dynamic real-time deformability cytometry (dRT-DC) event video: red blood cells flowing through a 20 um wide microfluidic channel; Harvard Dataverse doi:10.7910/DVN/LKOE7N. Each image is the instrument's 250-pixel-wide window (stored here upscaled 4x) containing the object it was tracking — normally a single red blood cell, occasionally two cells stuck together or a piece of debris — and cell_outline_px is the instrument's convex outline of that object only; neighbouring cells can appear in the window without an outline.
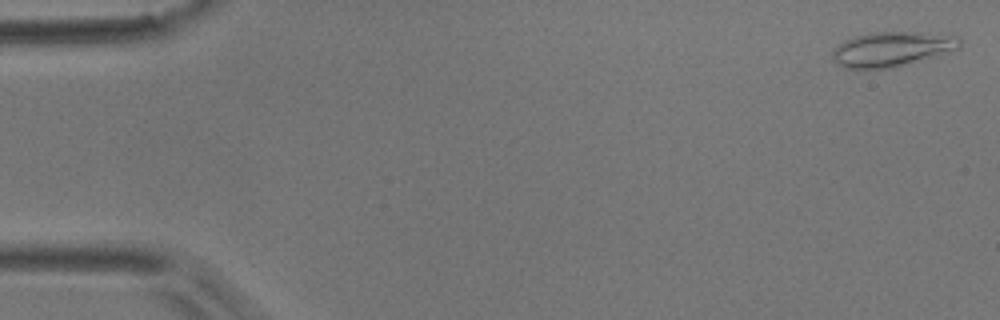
{"species": "common noctule bat (a hibernating species)", "species_latin": "Nyctalus noctula", "temperature_condition": "room temperature", "stored_images_in_passage": 53, "camera_frame_rate_fps": 3000, "um_per_image_px": 0.085, "animal": {"sex": "male", "body_mass_g": 17.9}, "frame": {"image": 1, "passage_image": 1, "time_ms": 0.0, "image_size_px": [1000, 320], "cell_outline_px": [[960, 48], [940, 56], [892, 68], [844, 68], [836, 64], [832, 60], [832, 52], [844, 40], [852, 36], [868, 32], [928, 32], [956, 36], [960, 40]], "centroid_in_image_um": [75.83, 4.17], "position_along_channel_um": 9.2, "area_um2": 26.24}}
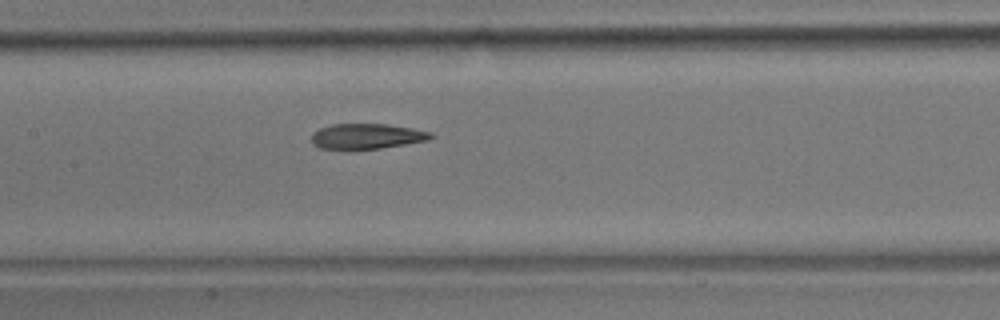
{"frame": {"image": 2, "passage_image": 25, "time_ms": 8.0, "image_size_px": [1000, 320], "cell_outline_px": [[436, 136], [428, 140], [380, 148], [320, 148], [312, 144], [312, 132], [320, 128], [332, 124], [388, 124], [412, 128], [432, 132]], "centroid_in_image_um": [31.2, 11.56], "position_along_channel_um": 176.2, "area_um2": 17.4}}
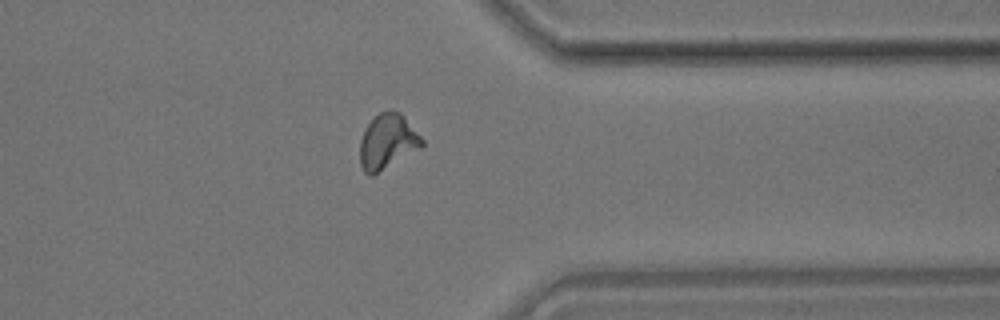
{"frame": {"image": 3, "passage_image": 42, "time_ms": 13.667, "image_size_px": [1000, 320], "cell_outline_px": [[424, 144], [420, 148], [372, 176], [368, 176], [364, 172], [360, 164], [360, 140], [364, 128], [380, 112], [392, 108], [400, 112], [404, 116], [424, 140]], "centroid_in_image_um": [32.92, 12.02], "position_along_channel_um": 378.5, "area_um2": 19.94}, "authors_computed_cell_mechanics": {"area_um2": 19.0162, "velocity_mm_per_s": 3.6936, "shape_relaxation_time_tau1_ms": null, "shape_relaxation_time_tau2_ms": 2.993, "deformation_change_tau1": null, "deformation_change_tau2": 0.1106}}